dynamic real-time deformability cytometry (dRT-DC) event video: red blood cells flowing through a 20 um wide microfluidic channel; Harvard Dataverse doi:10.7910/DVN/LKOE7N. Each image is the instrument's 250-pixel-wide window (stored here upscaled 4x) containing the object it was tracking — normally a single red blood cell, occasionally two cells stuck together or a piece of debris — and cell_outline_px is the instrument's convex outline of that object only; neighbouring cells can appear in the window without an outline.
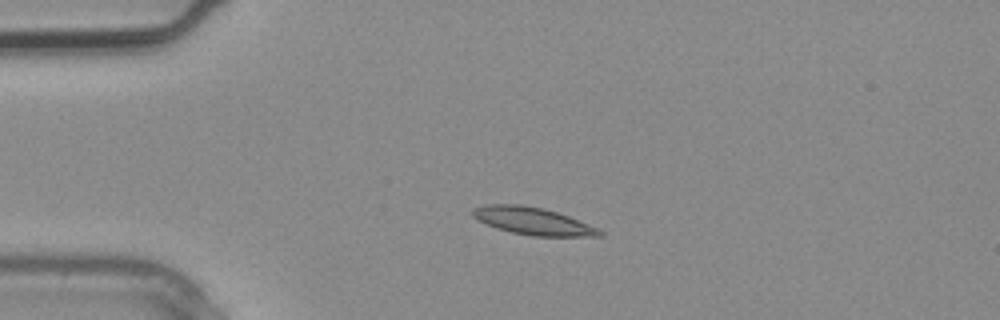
{"species": "common noctule bat (a hibernating species)", "species_latin": "Nyctalus noctula", "temperature_condition": "warm", "stored_images_in_passage": 2, "camera_frame_rate_fps": 3000, "um_per_image_px": 0.085, "animal": {"sex": "male", "body_mass_g": 20.4}, "frame": {"image": 1, "passage_image": 2, "time_ms": 0.333, "image_size_px": [1000, 320], "cell_outline_px": [[604, 236], [532, 236], [512, 232], [496, 228], [484, 224], [476, 220], [472, 216], [472, 208], [484, 204], [524, 204], [556, 212], [568, 216], [600, 228], [604, 232]], "centroid_in_image_um": [45.26, 18.79], "position_along_channel_um": 39.7, "area_um2": 20.46}}